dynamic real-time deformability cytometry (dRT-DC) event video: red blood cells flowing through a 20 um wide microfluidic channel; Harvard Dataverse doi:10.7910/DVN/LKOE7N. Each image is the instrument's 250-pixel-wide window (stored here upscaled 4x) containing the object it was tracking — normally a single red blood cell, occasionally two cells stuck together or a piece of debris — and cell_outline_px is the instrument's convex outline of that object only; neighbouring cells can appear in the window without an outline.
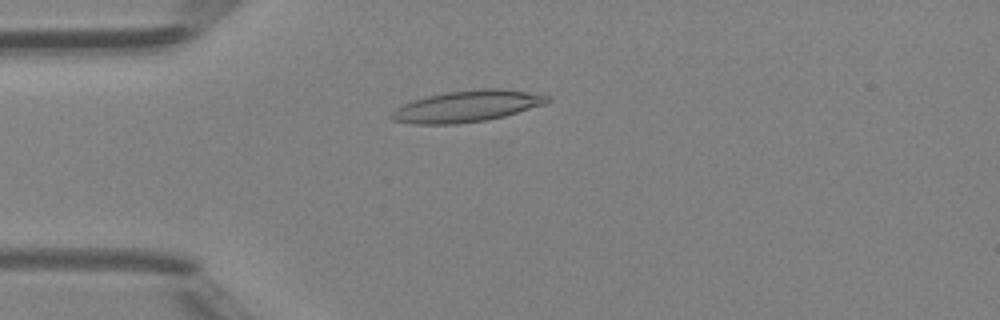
{"species": "Egyptian fruit bat (a non-hibernating species)", "species_latin": "Rousettus aegyptiacus", "temperature_condition": "room temperature", "stored_images_in_passage": 46, "camera_frame_rate_fps": 3000, "um_per_image_px": 0.085, "animal": {"sex": "female"}, "frame": {"image": 1, "passage_image": 11, "time_ms": 3.333, "image_size_px": [1000, 320], "cell_outline_px": [[552, 100], [544, 104], [504, 116], [484, 120], [456, 124], [412, 124], [392, 120], [388, 116], [396, 108], [412, 100], [428, 96], [448, 92], [484, 88], [500, 88], [552, 96]], "centroid_in_image_um": [39.68, 9.03], "position_along_channel_um": 45.3, "area_um2": 28.32}}
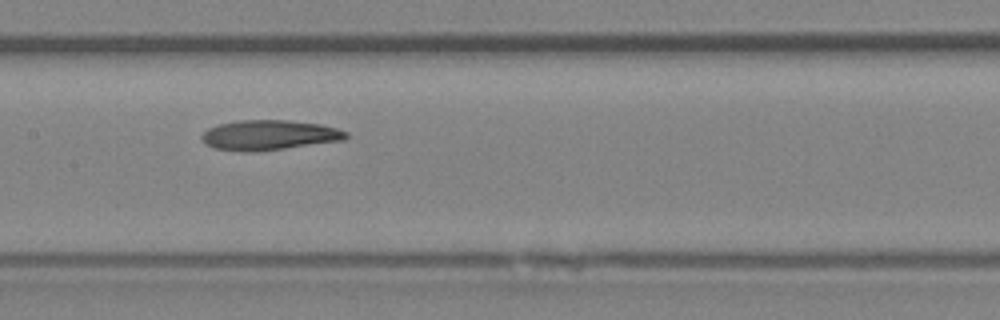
{"frame": {"image": 2, "passage_image": 22, "time_ms": 7.0, "image_size_px": [1000, 320], "cell_outline_px": [[348, 136], [344, 140], [256, 152], [244, 152], [212, 148], [204, 144], [200, 136], [208, 128], [220, 124], [236, 120], [284, 120], [320, 124], [336, 128], [348, 132]], "centroid_in_image_um": [22.83, 11.49], "position_along_channel_um": 184.6, "area_um2": 25.32}}
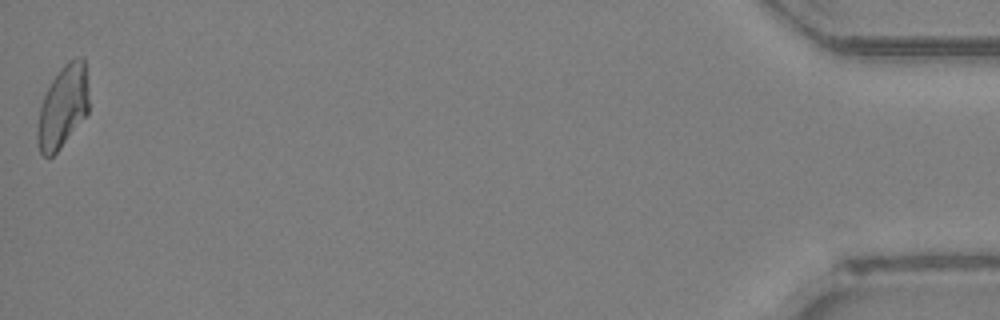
{"frame": {"image": 3, "passage_image": 46, "time_ms": 15.0, "image_size_px": [1000, 320], "cell_outline_px": [[88, 112], [60, 148], [52, 156], [44, 156], [40, 152], [36, 140], [36, 132], [40, 108], [44, 96], [52, 80], [60, 68], [68, 60], [76, 56], [80, 56], [84, 60], [88, 88]], "centroid_in_image_um": [5.33, 9.05], "position_along_channel_um": 429.9, "area_um2": 24.51}, "authors_computed_cell_mechanics": {"area_um2": 25.2875, "velocity_mm_per_s": 4.2945, "shape_relaxation_time_tau1_ms": null, "shape_relaxation_time_tau2_ms": 5.9024, "deformation_change_tau1": null, "deformation_change_tau2": 0.1472}}